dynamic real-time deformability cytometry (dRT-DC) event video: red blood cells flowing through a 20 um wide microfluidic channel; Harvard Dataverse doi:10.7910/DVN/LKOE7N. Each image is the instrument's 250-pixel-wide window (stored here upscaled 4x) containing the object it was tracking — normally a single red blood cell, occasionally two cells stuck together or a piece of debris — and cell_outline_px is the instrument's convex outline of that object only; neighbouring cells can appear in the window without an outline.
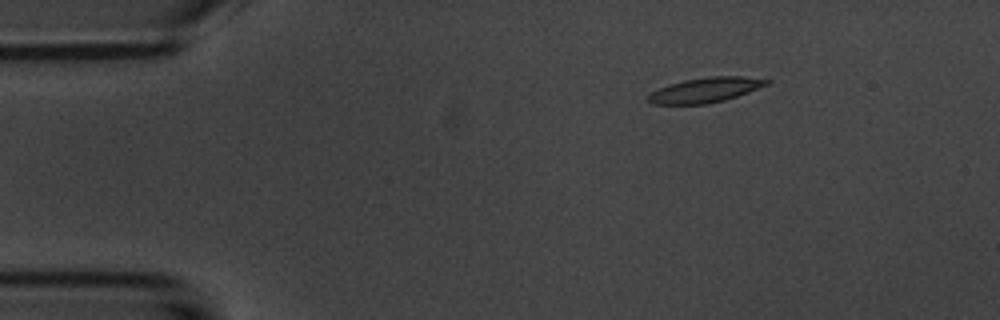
{"species": "common noctule bat (a hibernating species)", "species_latin": "Nyctalus noctula", "temperature_condition": "room temperature", "stored_images_in_passage": 47, "camera_frame_rate_fps": 3000, "um_per_image_px": 0.085, "animal": {"sex": "male", "body_mass_g": 20.1, "forearm_length_mm": 53.5}, "frame": {"image": 1, "passage_image": 1, "time_ms": 0.0, "image_size_px": [1000, 320], "cell_outline_px": [[772, 84], [724, 100], [708, 104], [652, 104], [648, 100], [648, 96], [652, 92], [668, 84], [684, 80], [712, 76], [740, 76], [772, 80]], "centroid_in_image_um": [60.0, 7.64], "position_along_channel_um": 25.0, "area_um2": 17.17}}
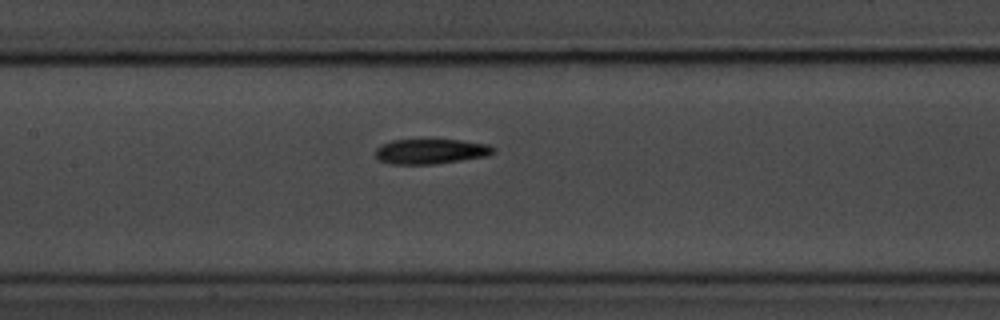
{"frame": {"image": 2, "passage_image": 18, "time_ms": 5.667, "image_size_px": [1000, 320], "cell_outline_px": [[496, 152], [488, 156], [432, 164], [392, 164], [380, 160], [376, 156], [376, 148], [380, 144], [392, 140], [460, 140], [488, 144], [496, 148]], "centroid_in_image_um": [36.64, 12.86], "position_along_channel_um": 170.8, "area_um2": 17.17}}
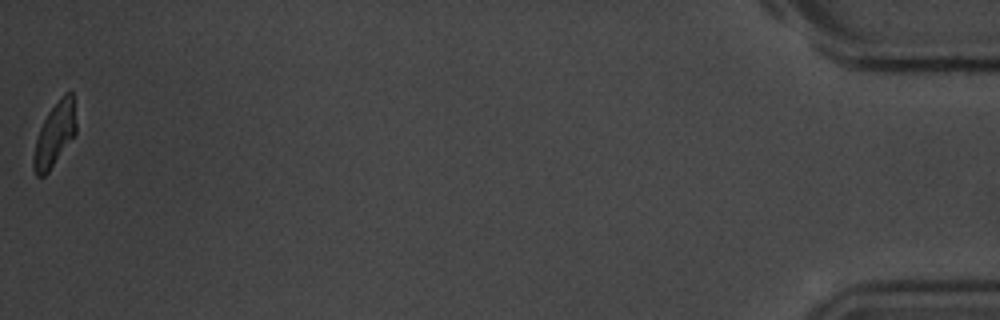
{"frame": {"image": 3, "passage_image": 47, "time_ms": 15.333, "image_size_px": [1000, 320], "cell_outline_px": [[76, 132], [48, 172], [44, 176], [36, 176], [32, 168], [32, 160], [36, 140], [40, 128], [48, 112], [60, 96], [64, 92], [72, 92], [76, 124]], "centroid_in_image_um": [4.63, 11.42], "position_along_channel_um": 430.6, "area_um2": 15.61}, "authors_computed_cell_mechanics": {"area_um2": 17.2822, "velocity_mm_per_s": 3.696, "shape_relaxation_time_tau1_ms": 2.5307, "shape_relaxation_time_tau2_ms": 4.2751, "deformation_change_tau1": 0.147, "deformation_change_tau2": 0.1173}}